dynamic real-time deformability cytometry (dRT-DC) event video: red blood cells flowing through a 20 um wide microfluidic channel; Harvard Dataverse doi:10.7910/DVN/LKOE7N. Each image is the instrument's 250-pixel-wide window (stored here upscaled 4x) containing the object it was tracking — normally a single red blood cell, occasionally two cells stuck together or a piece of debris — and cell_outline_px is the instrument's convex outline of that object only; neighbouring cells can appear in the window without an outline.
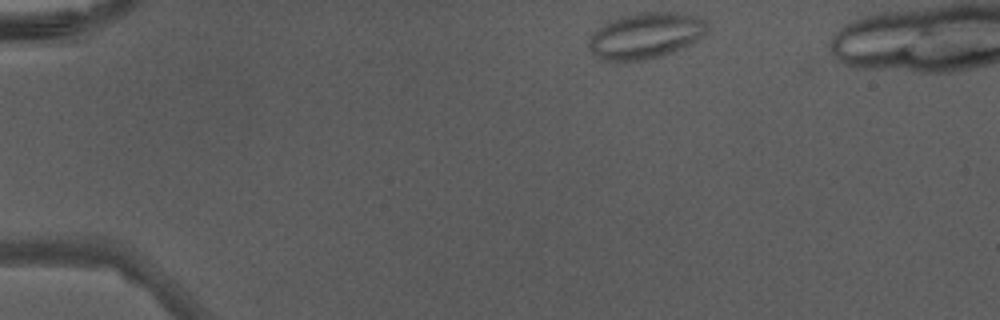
{"species": "Egyptian fruit bat (a non-hibernating species)", "species_latin": "Rousettus aegyptiacus", "temperature_condition": "warm", "stored_images_in_passage": 37, "camera_frame_rate_fps": 3000, "um_per_image_px": 0.085, "animal": {"sex": "male"}, "frame": {"image": 1, "passage_image": 1, "time_ms": 0.0, "image_size_px": [1000, 320], "cell_outline_px": [[708, 32], [696, 40], [672, 52], [660, 56], [644, 60], [604, 60], [596, 56], [588, 48], [588, 40], [604, 24], [620, 16], [640, 12], [680, 12], [700, 16], [708, 24]], "centroid_in_image_um": [54.92, 3.0], "position_along_channel_um": 30.1, "area_um2": 31.5}}
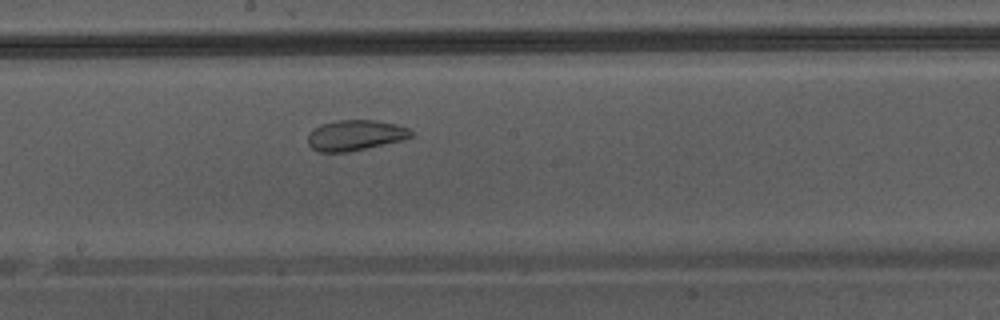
{"frame": {"image": 2, "passage_image": 19, "time_ms": 6.0, "image_size_px": [1000, 320], "cell_outline_px": [[412, 136], [404, 140], [348, 152], [320, 152], [312, 148], [308, 144], [308, 132], [312, 128], [320, 124], [336, 120], [376, 120], [396, 124], [408, 128], [412, 132]], "centroid_in_image_um": [30.17, 11.49], "position_along_channel_um": 218.0, "area_um2": 18.55}}
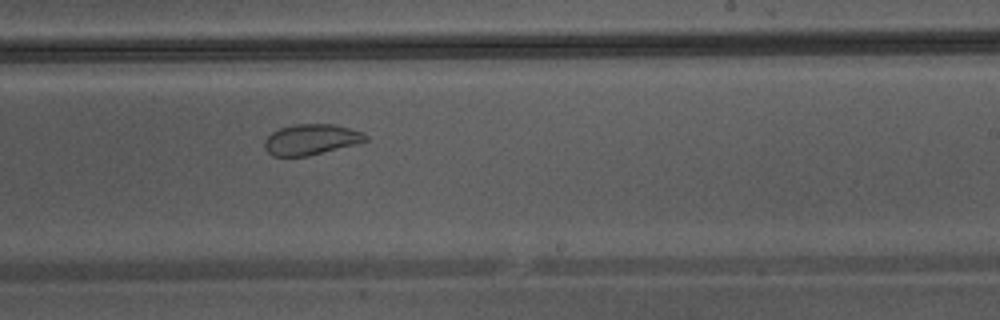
{"frame": {"image": 3, "passage_image": 22, "time_ms": 7.0, "image_size_px": [1000, 320], "cell_outline_px": [[368, 140], [308, 156], [272, 156], [264, 148], [264, 140], [272, 132], [280, 128], [292, 124], [336, 124], [364, 132], [368, 136]], "centroid_in_image_um": [26.43, 11.84], "position_along_channel_um": 262.6, "area_um2": 18.03}}